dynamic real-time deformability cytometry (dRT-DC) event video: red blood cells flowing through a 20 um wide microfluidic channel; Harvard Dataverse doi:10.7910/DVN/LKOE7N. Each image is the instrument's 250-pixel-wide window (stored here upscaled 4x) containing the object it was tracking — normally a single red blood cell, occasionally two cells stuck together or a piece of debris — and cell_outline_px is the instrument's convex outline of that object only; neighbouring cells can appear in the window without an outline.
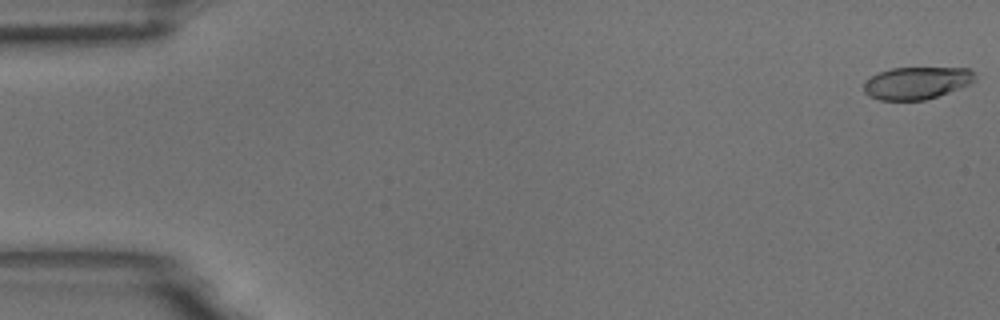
{"species": "common noctule bat (a hibernating species)", "species_latin": "Nyctalus noctula", "temperature_condition": "room temperature", "stored_images_in_passage": 6, "camera_frame_rate_fps": 3000, "um_per_image_px": 0.085, "animal": {"sex": "male", "body_mass_g": 18.8}, "frame": {"image": 1, "passage_image": 1, "time_ms": 0.0, "image_size_px": [1000, 320], "cell_outline_px": [[976, 80], [960, 88], [924, 100], [880, 100], [868, 96], [864, 92], [864, 80], [880, 72], [892, 68], [968, 68], [976, 76]], "centroid_in_image_um": [77.89, 7.05], "position_along_channel_um": 7.1, "area_um2": 20.81}}
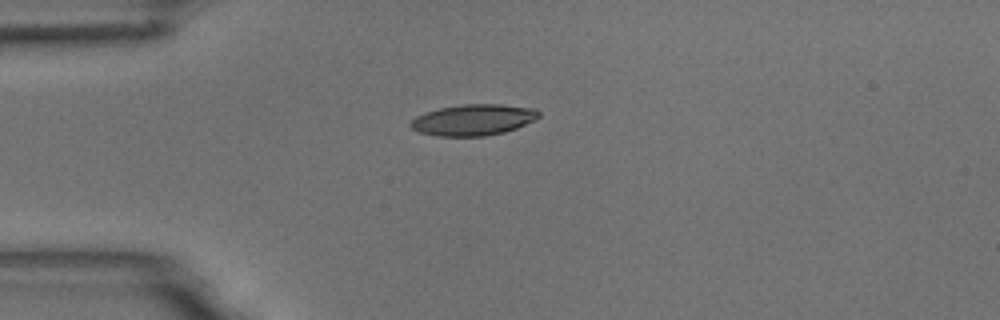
{"frame": {"image": 2, "passage_image": 5, "time_ms": 1.333, "image_size_px": [1000, 320], "cell_outline_px": [[540, 116], [536, 120], [516, 128], [504, 132], [484, 136], [436, 136], [420, 132], [412, 128], [408, 124], [416, 116], [424, 112], [440, 108], [460, 104], [500, 104], [536, 108], [540, 112]], "centroid_in_image_um": [40.25, 10.18], "position_along_channel_um": 44.8, "area_um2": 23.41}}